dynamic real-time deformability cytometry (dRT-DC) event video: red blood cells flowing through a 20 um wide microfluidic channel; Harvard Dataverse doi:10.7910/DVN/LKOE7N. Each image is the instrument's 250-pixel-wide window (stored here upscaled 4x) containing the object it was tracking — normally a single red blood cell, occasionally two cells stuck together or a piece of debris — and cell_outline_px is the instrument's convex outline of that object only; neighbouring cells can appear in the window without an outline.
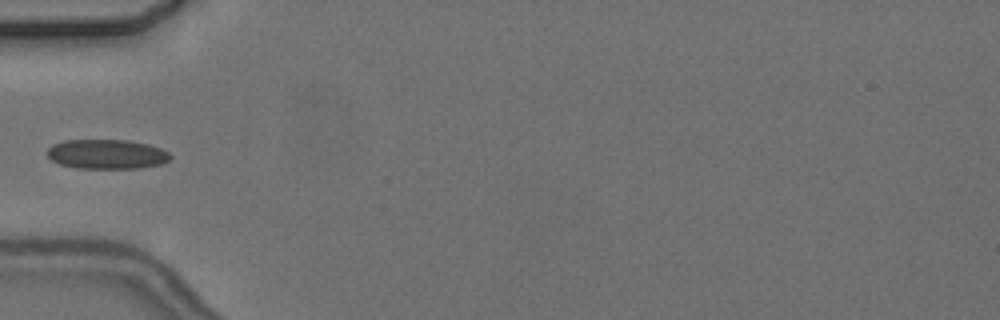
{"species": "common noctule bat (a hibernating species)", "species_latin": "Nyctalus noctula", "temperature_condition": "cold", "stored_images_in_passage": 4, "camera_frame_rate_fps": 3000, "um_per_image_px": 0.085, "animal": {"sex": "female", "body_mass_g": 24.6, "forearm_length_mm": 56.2}, "frame": {"image": 1, "passage_image": 4, "time_ms": 3.667, "image_size_px": [1000, 320], "cell_outline_px": [[172, 156], [168, 160], [160, 164], [140, 168], [76, 168], [60, 164], [52, 160], [48, 156], [48, 148], [52, 144], [64, 140], [132, 140], [148, 144], [160, 148], [168, 152]], "centroid_in_image_um": [9.07, 13.1], "position_along_channel_um": 75.9, "area_um2": 21.21}}